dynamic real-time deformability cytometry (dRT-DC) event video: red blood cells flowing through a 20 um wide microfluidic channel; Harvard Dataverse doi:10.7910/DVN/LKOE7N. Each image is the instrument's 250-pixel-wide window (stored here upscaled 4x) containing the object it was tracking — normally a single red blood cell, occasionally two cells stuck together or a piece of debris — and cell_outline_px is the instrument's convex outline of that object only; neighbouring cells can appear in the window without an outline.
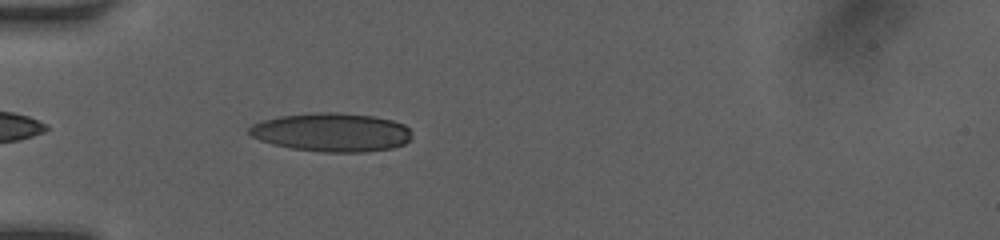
{"species": "human", "species_latin": "Homo sapiens", "temperature_condition": "room temperature", "stored_images_in_passage": 32, "camera_frame_rate_fps": 3000, "um_per_image_px": 0.085, "donor": {"sex": "female"}, "frame": {"image": 1, "passage_image": 2, "time_ms": 0.333, "image_size_px": [1000, 240], "cell_outline_px": [[412, 140], [404, 144], [392, 148], [364, 152], [324, 152], [292, 148], [272, 144], [260, 140], [252, 136], [248, 132], [248, 128], [252, 124], [264, 120], [280, 116], [316, 112], [340, 112], [372, 116], [392, 120], [404, 124], [412, 132]], "centroid_in_image_um": [28.22, 11.24], "position_along_channel_um": 56.8, "area_um2": 36.76}}
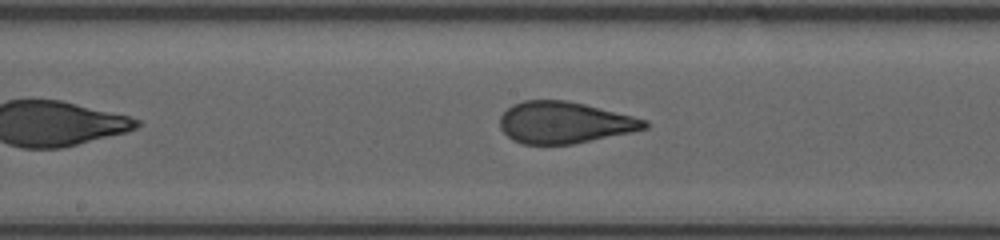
{"frame": {"image": 2, "passage_image": 13, "time_ms": 4.0, "image_size_px": [1000, 240], "cell_outline_px": [[648, 128], [632, 132], [572, 144], [520, 144], [512, 140], [500, 128], [500, 116], [512, 104], [524, 100], [568, 100], [648, 120]], "centroid_in_image_um": [47.96, 10.42], "position_along_channel_um": 200.2, "area_um2": 35.03}}
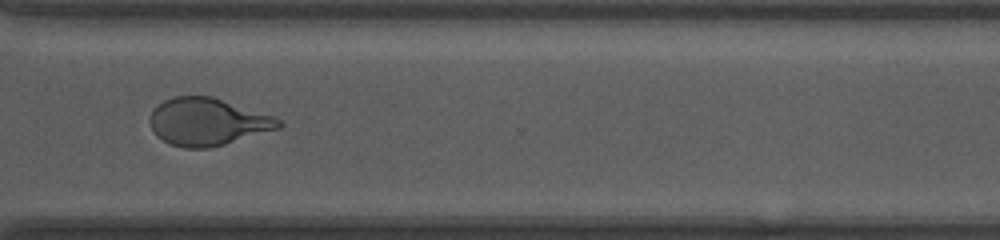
{"frame": {"image": 3, "passage_image": 24, "time_ms": 7.667, "image_size_px": [1000, 240], "cell_outline_px": [[284, 124], [280, 128], [224, 144], [208, 148], [184, 148], [172, 144], [156, 136], [148, 120], [148, 116], [152, 108], [164, 100], [172, 96], [212, 96], [272, 116], [280, 120]], "centroid_in_image_um": [17.59, 10.34], "position_along_channel_um": 353.0, "area_um2": 35.49}, "authors_computed_cell_mechanics": {"area_um2": 35.3447, "velocity_mm_per_s": 4.1925, "shape_relaxation_time_tau1_ms": 6.1051, "shape_relaxation_time_tau2_ms": null, "deformation_change_tau1": 0.2273, "deformation_change_tau2": null}}